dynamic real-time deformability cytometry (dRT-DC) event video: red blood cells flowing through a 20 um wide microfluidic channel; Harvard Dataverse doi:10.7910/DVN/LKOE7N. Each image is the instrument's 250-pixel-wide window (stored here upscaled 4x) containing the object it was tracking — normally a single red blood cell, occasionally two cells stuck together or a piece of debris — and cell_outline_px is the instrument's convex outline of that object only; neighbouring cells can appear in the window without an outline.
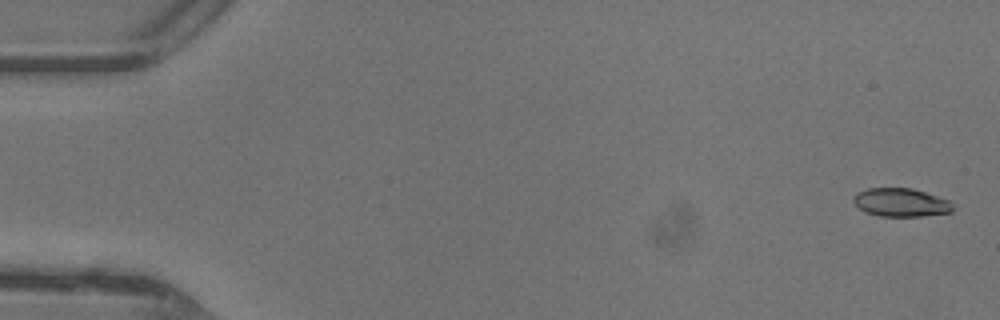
{"species": "common noctule bat (a hibernating species)", "species_latin": "Nyctalus noctula", "temperature_condition": "warm", "stored_images_in_passage": 48, "camera_frame_rate_fps": 3000, "um_per_image_px": 0.085, "animal": {"sex": "female"}, "frame": {"image": 1, "passage_image": 2, "time_ms": 0.333, "image_size_px": [1000, 320], "cell_outline_px": [[952, 212], [920, 216], [880, 216], [864, 212], [852, 200], [852, 196], [856, 192], [868, 188], [912, 188], [948, 200], [952, 204]], "centroid_in_image_um": [76.52, 17.2], "position_along_channel_um": 8.5, "area_um2": 16.36}}
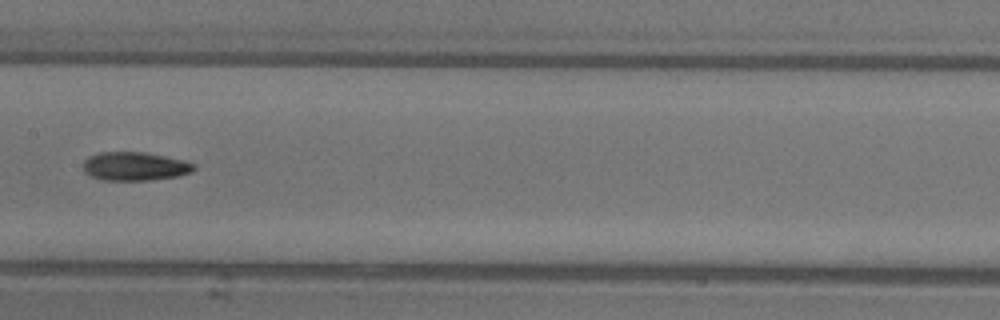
{"frame": {"image": 2, "passage_image": 25, "time_ms": 8.0, "image_size_px": [1000, 320], "cell_outline_px": [[196, 168], [192, 172], [176, 176], [152, 180], [100, 180], [84, 172], [84, 160], [88, 156], [100, 152], [144, 152], [184, 160], [196, 164]], "centroid_in_image_um": [11.47, 14.13], "position_along_channel_um": 195.9, "area_um2": 18.5}}
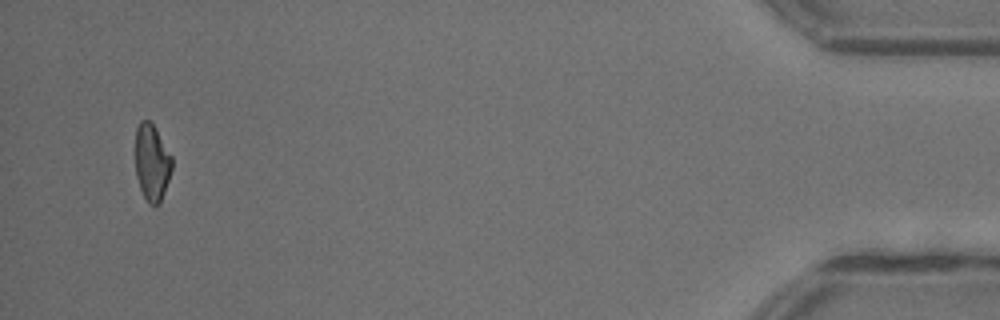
{"frame": {"image": 3, "passage_image": 46, "time_ms": 15.0, "image_size_px": [1000, 320], "cell_outline_px": [[172, 168], [160, 204], [156, 208], [148, 204], [140, 188], [136, 176], [136, 128], [140, 120], [148, 120], [156, 128], [172, 156]], "centroid_in_image_um": [12.92, 13.84], "position_along_channel_um": 422.3, "area_um2": 16.47}, "authors_computed_cell_mechanics": {"area_um2": 17.5134, "velocity_mm_per_s": 4.4309, "shape_relaxation_time_tau1_ms": 3.8349, "shape_relaxation_time_tau2_ms": null, "deformation_change_tau1": 0.1424, "deformation_change_tau2": null}}